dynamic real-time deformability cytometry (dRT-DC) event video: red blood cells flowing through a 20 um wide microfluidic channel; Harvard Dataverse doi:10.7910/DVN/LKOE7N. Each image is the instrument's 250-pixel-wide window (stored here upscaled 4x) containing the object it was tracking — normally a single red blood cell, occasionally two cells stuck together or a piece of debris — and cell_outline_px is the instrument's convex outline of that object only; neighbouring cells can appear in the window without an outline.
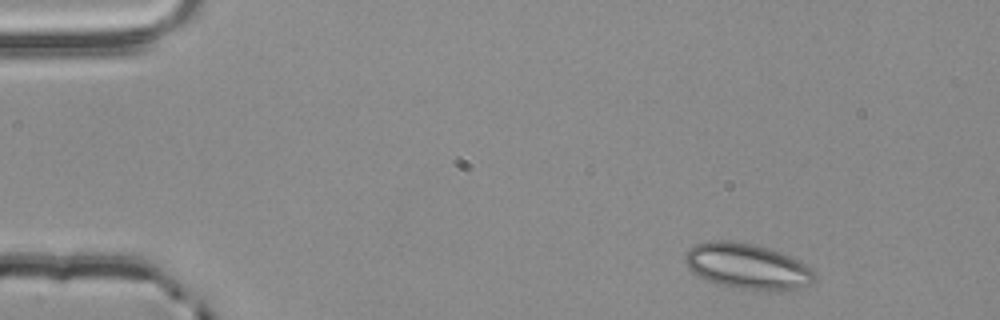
{"species": "common noctule bat (a hibernating species)", "species_latin": "Nyctalus noctula", "temperature_condition": "room temperature", "stored_images_in_passage": 3, "camera_frame_rate_fps": 3000, "um_per_image_px": 0.085, "animal": {"sex": "male", "body_mass_g": 20.4}, "frame": {"image": 1, "passage_image": 1, "time_ms": 0.0, "image_size_px": [1000, 320], "cell_outline_px": [[812, 284], [788, 292], [764, 292], [716, 284], [692, 272], [688, 268], [684, 260], [684, 256], [696, 244], [708, 240], [732, 240], [756, 244], [792, 256], [800, 260], [812, 268]], "centroid_in_image_um": [63.56, 22.65], "position_along_channel_um": 21.4, "area_um2": 35.03}}